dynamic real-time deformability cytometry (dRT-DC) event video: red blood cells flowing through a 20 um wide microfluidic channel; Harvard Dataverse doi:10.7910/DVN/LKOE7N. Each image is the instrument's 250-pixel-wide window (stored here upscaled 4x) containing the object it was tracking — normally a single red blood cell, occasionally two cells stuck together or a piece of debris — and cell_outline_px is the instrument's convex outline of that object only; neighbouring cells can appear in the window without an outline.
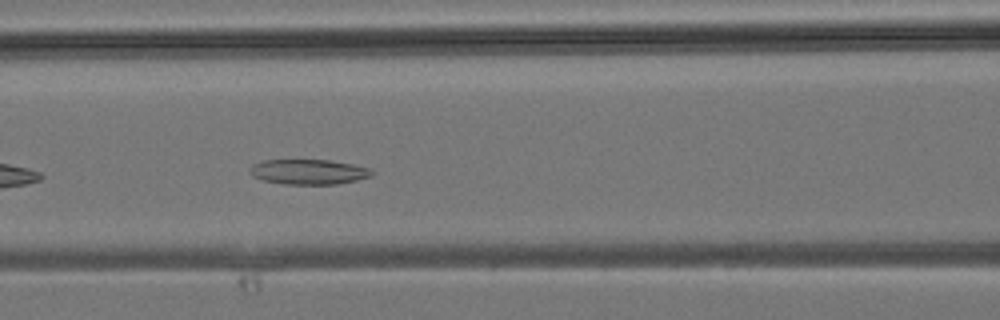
{"species": "common noctule bat (a hibernating species)", "species_latin": "Nyctalus noctula", "temperature_condition": "room temperature", "stored_images_in_passage": 13, "camera_frame_rate_fps": 3000, "um_per_image_px": 0.085, "animal": {"sex": "male", "body_mass_g": 19.2, "forearm_length_mm": 51.8}, "frame": {"image": 1, "passage_image": 8, "time_ms": 2.333, "image_size_px": [1000, 320], "cell_outline_px": [[372, 176], [356, 180], [336, 184], [284, 184], [264, 180], [252, 176], [248, 172], [252, 164], [264, 160], [328, 160], [352, 164], [368, 168], [372, 172]], "centroid_in_image_um": [26.18, 14.6], "position_along_channel_um": 140.4, "area_um2": 17.69}}
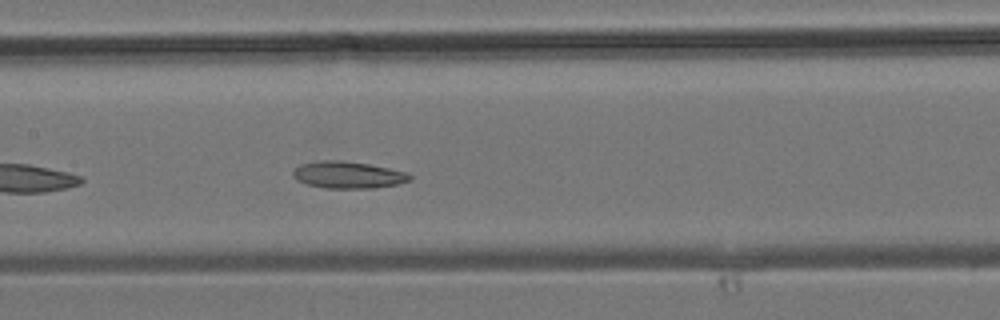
{"frame": {"image": 2, "passage_image": 10, "time_ms": 3.0, "image_size_px": [1000, 320], "cell_outline_px": [[412, 180], [396, 184], [372, 188], [324, 188], [308, 184], [296, 180], [292, 176], [292, 172], [300, 164], [320, 160], [340, 160], [368, 164], [408, 172], [412, 176]], "centroid_in_image_um": [29.57, 14.86], "position_along_channel_um": 177.8, "area_um2": 18.32}}